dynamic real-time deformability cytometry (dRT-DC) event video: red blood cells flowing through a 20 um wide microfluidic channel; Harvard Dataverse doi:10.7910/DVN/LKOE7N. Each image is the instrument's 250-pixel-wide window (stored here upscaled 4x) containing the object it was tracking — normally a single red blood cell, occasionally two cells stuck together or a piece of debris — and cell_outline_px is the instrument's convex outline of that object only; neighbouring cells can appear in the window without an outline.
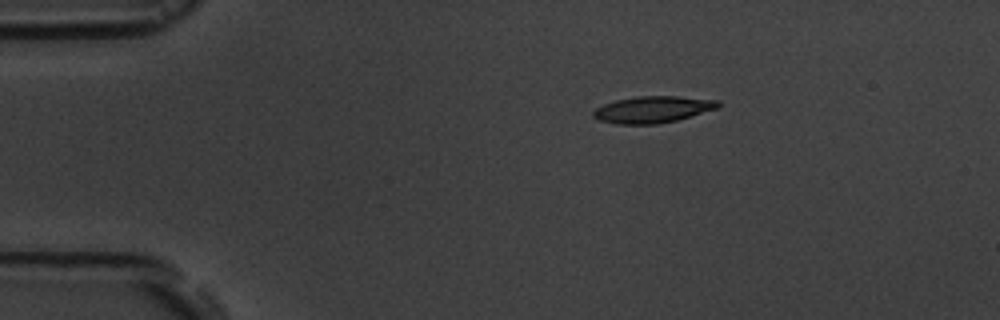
{"species": "common noctule bat (a hibernating species)", "species_latin": "Nyctalus noctula", "temperature_condition": "room temperature", "stored_images_in_passage": 14, "camera_frame_rate_fps": 3000, "um_per_image_px": 0.085, "animal": {"sex": "male", "body_mass_g": 19.5, "forearm_length_mm": 54.6}, "frame": {"image": 1, "passage_image": 1, "time_ms": 0.0, "image_size_px": [1000, 320], "cell_outline_px": [[720, 108], [676, 120], [656, 124], [616, 124], [600, 120], [592, 116], [592, 112], [596, 108], [604, 104], [616, 100], [636, 96], [676, 96], [720, 100]], "centroid_in_image_um": [55.5, 9.3], "position_along_channel_um": 29.5, "area_um2": 19.42}}
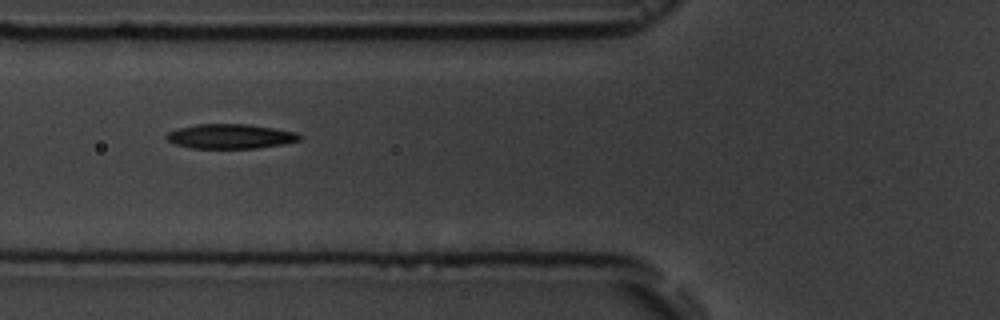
{"frame": {"image": 2, "passage_image": 4, "time_ms": 3.667, "image_size_px": [1000, 320], "cell_outline_px": [[304, 136], [300, 140], [284, 144], [260, 148], [188, 148], [176, 144], [168, 140], [164, 136], [168, 132], [180, 128], [196, 124], [248, 124], [296, 132]], "centroid_in_image_um": [19.61, 11.59], "position_along_channel_um": 106.2, "area_um2": 19.13}}
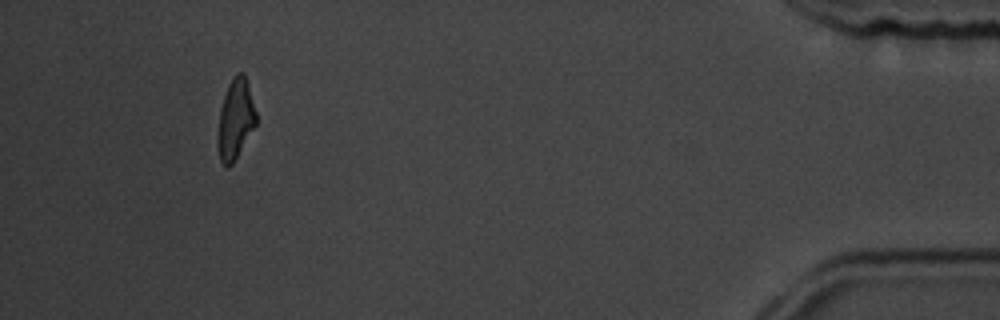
{"frame": {"image": 3, "passage_image": 13, "time_ms": 14.0, "image_size_px": [1000, 320], "cell_outline_px": [[256, 124], [232, 164], [228, 168], [220, 160], [216, 140], [216, 136], [220, 108], [228, 84], [232, 76], [236, 72], [244, 72], [248, 84], [256, 112]], "centroid_in_image_um": [19.99, 10.11], "position_along_channel_um": 415.2, "area_um2": 17.98}, "authors_computed_cell_mechanics": {"area_um2": 19.1029, "velocity_mm_per_s": 3.6368, "shape_relaxation_time_tau1_ms": 2.5036, "shape_relaxation_time_tau2_ms": 3.1382, "deformation_change_tau1": 0.1217, "deformation_change_tau2": 0.1034}}